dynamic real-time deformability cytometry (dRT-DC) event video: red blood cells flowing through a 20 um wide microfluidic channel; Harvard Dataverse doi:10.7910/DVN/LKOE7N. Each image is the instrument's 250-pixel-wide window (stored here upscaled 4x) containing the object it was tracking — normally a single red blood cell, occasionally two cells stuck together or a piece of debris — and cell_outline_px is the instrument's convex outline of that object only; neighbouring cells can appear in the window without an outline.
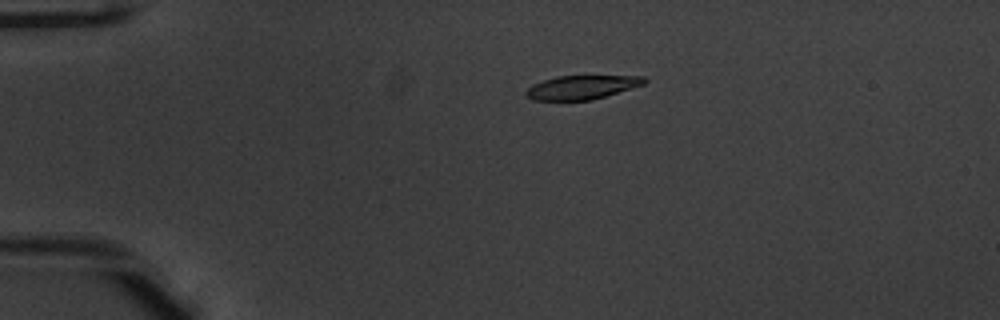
{"species": "common noctule bat (a hibernating species)", "species_latin": "Nyctalus noctula", "temperature_condition": "warm", "stored_images_in_passage": 54, "camera_frame_rate_fps": 3000, "um_per_image_px": 0.085, "animal": {"sex": "male", "body_mass_g": 20.1, "forearm_length_mm": 53.5}, "frame": {"image": 1, "passage_image": 13, "time_ms": 4.0, "image_size_px": [1000, 320], "cell_outline_px": [[648, 80], [644, 84], [592, 100], [532, 100], [524, 92], [528, 88], [544, 80], [556, 76], [644, 76]], "centroid_in_image_um": [49.47, 7.42], "position_along_channel_um": 35.5, "area_um2": 16.18}}
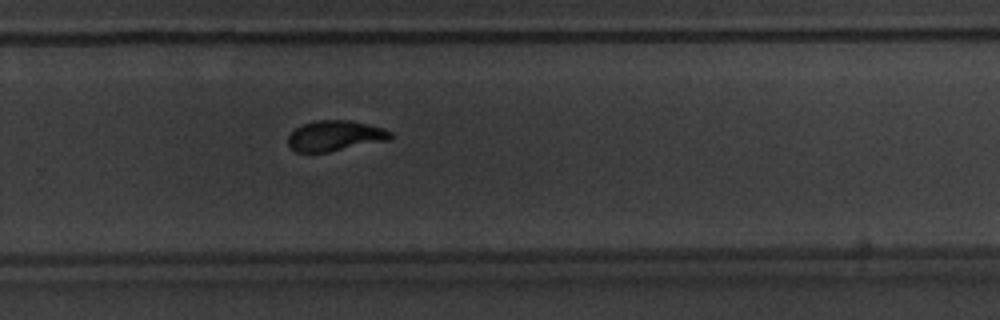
{"frame": {"image": 2, "passage_image": 37, "time_ms": 12.0, "image_size_px": [1000, 320], "cell_outline_px": [[392, 136], [388, 140], [328, 152], [296, 152], [288, 144], [288, 136], [296, 128], [304, 124], [316, 120], [348, 120], [368, 124], [384, 128], [392, 132]], "centroid_in_image_um": [28.48, 11.54], "position_along_channel_um": 301.3, "area_um2": 18.03}}
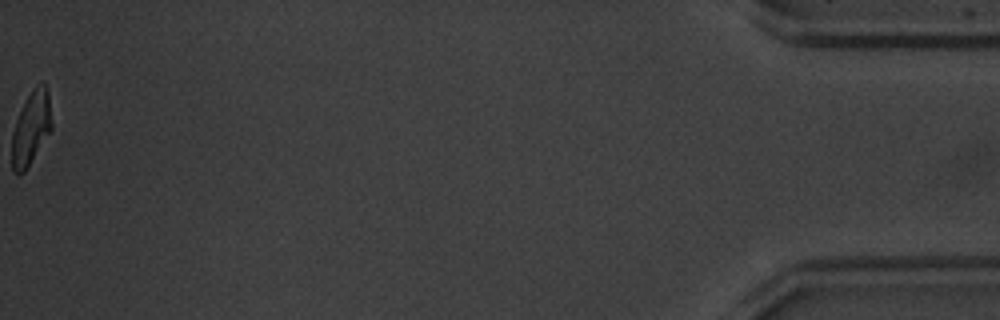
{"frame": {"image": 3, "passage_image": 54, "time_ms": 17.667, "image_size_px": [1000, 320], "cell_outline_px": [[52, 128], [24, 172], [12, 172], [12, 132], [16, 120], [32, 88], [40, 80], [44, 80], [48, 88], [52, 124]], "centroid_in_image_um": [2.66, 10.8], "position_along_channel_um": 432.5, "area_um2": 16.94}, "authors_computed_cell_mechanics": {"area_um2": 17.9469, "velocity_mm_per_s": 3.9299, "shape_relaxation_time_tau1_ms": 2.4624, "shape_relaxation_time_tau2_ms": 1.485, "deformation_change_tau1": 0.1591, "deformation_change_tau2": 0.0811}}